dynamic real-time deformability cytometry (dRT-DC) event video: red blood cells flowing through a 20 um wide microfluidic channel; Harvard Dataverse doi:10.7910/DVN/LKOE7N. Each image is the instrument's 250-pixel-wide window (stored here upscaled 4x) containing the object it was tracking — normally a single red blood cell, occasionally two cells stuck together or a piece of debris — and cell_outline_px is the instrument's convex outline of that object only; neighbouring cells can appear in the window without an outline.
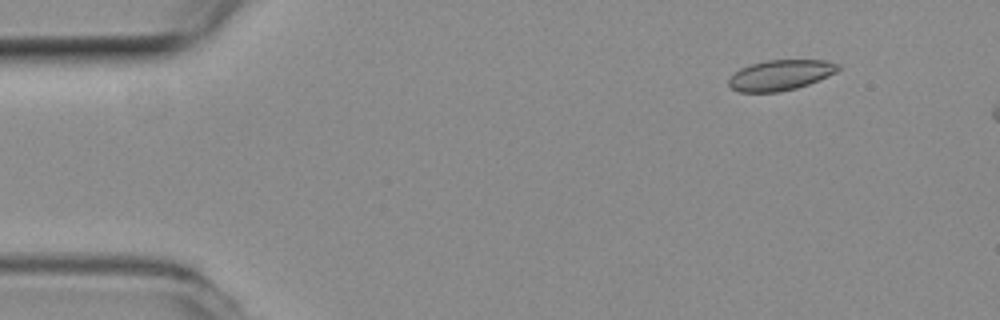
{"species": "common noctule bat (a hibernating species)", "species_latin": "Nyctalus noctula", "temperature_condition": "room temperature", "stored_images_in_passage": 10, "camera_frame_rate_fps": 3000, "um_per_image_px": 0.085, "animal": {"sex": "female", "body_mass_g": 19.3, "forearm_length_mm": 54.1}, "frame": {"image": 1, "passage_image": 4, "time_ms": 1.0, "image_size_px": [1000, 320], "cell_outline_px": [[840, 68], [836, 72], [828, 76], [808, 84], [796, 88], [776, 92], [740, 92], [732, 88], [728, 84], [728, 80], [740, 68], [764, 60], [824, 60], [840, 64]], "centroid_in_image_um": [66.35, 6.38], "position_along_channel_um": 18.7, "area_um2": 19.25}}